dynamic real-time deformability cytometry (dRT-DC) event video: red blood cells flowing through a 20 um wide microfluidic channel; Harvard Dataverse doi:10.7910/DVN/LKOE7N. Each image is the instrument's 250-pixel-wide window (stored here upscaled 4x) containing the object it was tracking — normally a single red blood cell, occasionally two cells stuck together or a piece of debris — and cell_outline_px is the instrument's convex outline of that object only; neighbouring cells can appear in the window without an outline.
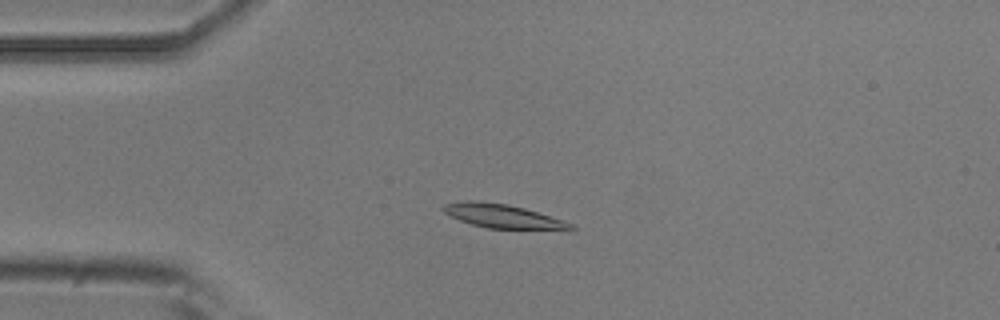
{"species": "common noctule bat (a hibernating species)", "species_latin": "Nyctalus noctula", "temperature_condition": "room temperature", "stored_images_in_passage": 6, "camera_frame_rate_fps": 3000, "um_per_image_px": 0.085, "animal": {"sex": "male", "body_mass_g": 20.5, "forearm_length_mm": 52.5}, "frame": {"image": 1, "passage_image": 3, "time_ms": 3.0, "image_size_px": [1000, 320], "cell_outline_px": [[576, 228], [488, 228], [472, 224], [460, 220], [444, 212], [440, 208], [444, 204], [468, 200], [472, 200], [508, 204], [524, 208], [572, 224]], "centroid_in_image_um": [42.57, 18.34], "position_along_channel_um": 42.4, "area_um2": 16.82}}
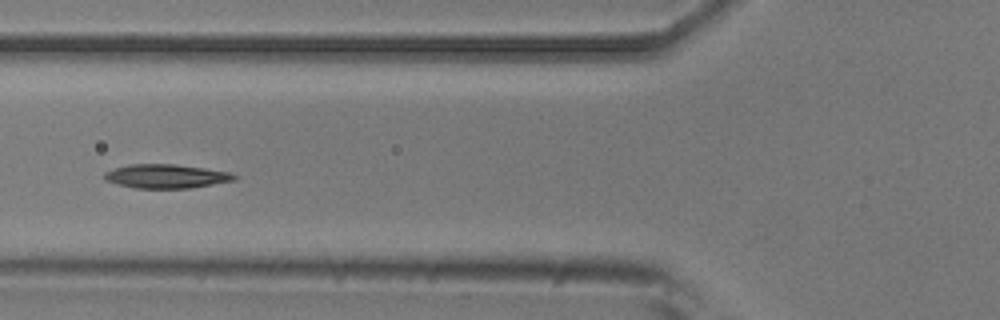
{"frame": {"image": 2, "passage_image": 5, "time_ms": 5.333, "image_size_px": [1000, 320], "cell_outline_px": [[236, 180], [188, 188], [136, 188], [116, 184], [104, 180], [104, 172], [128, 164], [176, 164], [204, 168], [228, 172], [236, 176]], "centroid_in_image_um": [14.08, 14.98], "position_along_channel_um": 111.7, "area_um2": 17.98}}
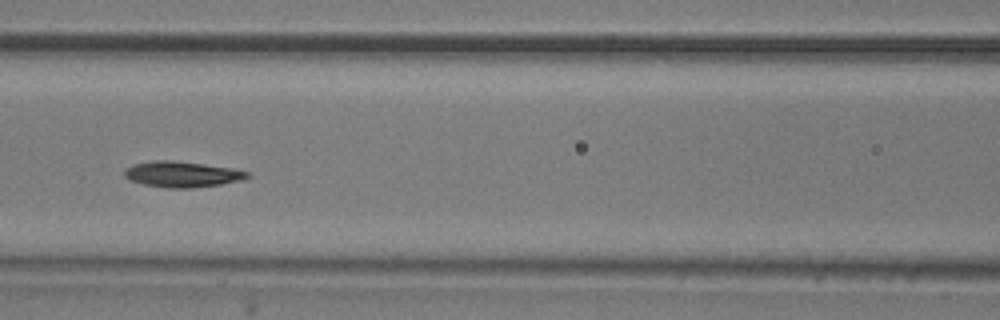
{"frame": {"image": 3, "passage_image": 6, "time_ms": 6.333, "image_size_px": [1000, 320], "cell_outline_px": [[252, 176], [244, 180], [220, 184], [192, 188], [168, 188], [144, 184], [128, 180], [124, 176], [124, 172], [132, 164], [152, 160], [172, 160], [228, 168], [248, 172]], "centroid_in_image_um": [15.45, 14.82], "position_along_channel_um": 151.2, "area_um2": 18.32}}